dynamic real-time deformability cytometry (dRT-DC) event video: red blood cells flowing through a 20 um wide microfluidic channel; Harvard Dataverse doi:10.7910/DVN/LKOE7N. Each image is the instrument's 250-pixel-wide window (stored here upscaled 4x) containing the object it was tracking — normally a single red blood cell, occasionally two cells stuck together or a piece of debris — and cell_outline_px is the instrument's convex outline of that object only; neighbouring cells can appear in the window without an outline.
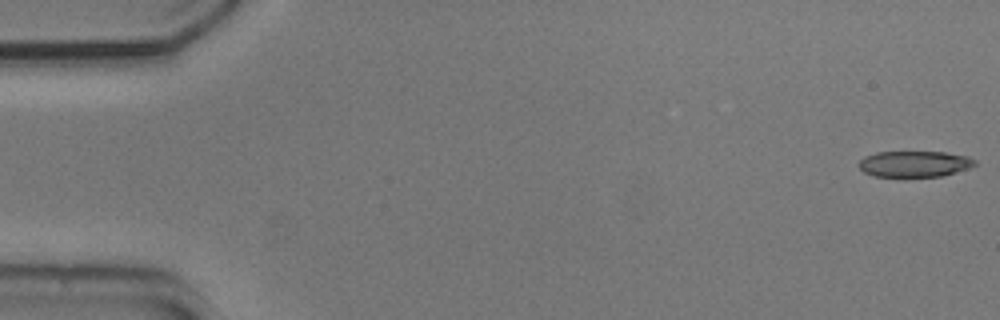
{"species": "common noctule bat (a hibernating species)", "species_latin": "Nyctalus noctula", "temperature_condition": "cold", "stored_images_in_passage": 54, "camera_frame_rate_fps": 3000, "um_per_image_px": 0.085, "animal": {"sex": "male", "body_mass_g": 20.5, "forearm_length_mm": 52.5}, "frame": {"image": 1, "passage_image": 1, "time_ms": 0.0, "image_size_px": [1000, 320], "cell_outline_px": [[976, 164], [968, 168], [940, 176], [876, 176], [864, 172], [860, 168], [860, 160], [864, 156], [876, 152], [944, 152], [968, 156], [976, 160]], "centroid_in_image_um": [77.73, 13.92], "position_along_channel_um": 7.3, "area_um2": 17.34}}
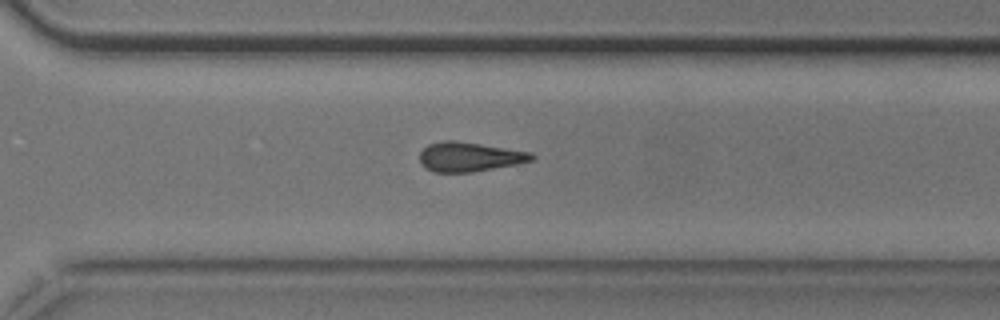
{"frame": {"image": 2, "passage_image": 38, "time_ms": 12.333, "image_size_px": [1000, 320], "cell_outline_px": [[536, 156], [532, 160], [516, 164], [472, 172], [436, 172], [424, 168], [420, 164], [420, 152], [428, 144], [440, 140], [456, 140], [532, 152]], "centroid_in_image_um": [39.87, 13.32], "position_along_channel_um": 330.7, "area_um2": 19.31}}
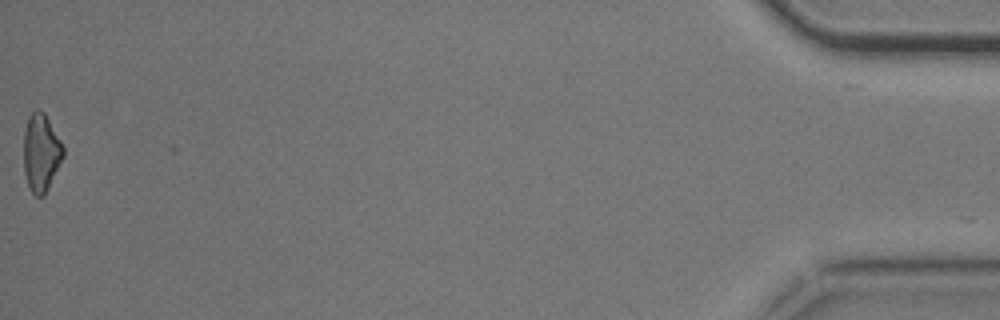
{"frame": {"image": 3, "passage_image": 54, "time_ms": 17.667, "image_size_px": [1000, 320], "cell_outline_px": [[64, 156], [44, 196], [36, 196], [32, 192], [28, 184], [24, 172], [24, 128], [28, 116], [36, 108], [44, 112], [60, 140], [64, 148]], "centroid_in_image_um": [3.48, 12.95], "position_along_channel_um": 431.7, "area_um2": 17.86}, "authors_computed_cell_mechanics": {"area_um2": 19.2763, "velocity_mm_per_s": 3.7526, "shape_relaxation_time_tau1_ms": 3.0577, "shape_relaxation_time_tau2_ms": 11.1699, "deformation_change_tau1": 0.1091, "deformation_change_tau2": 0.2372}}